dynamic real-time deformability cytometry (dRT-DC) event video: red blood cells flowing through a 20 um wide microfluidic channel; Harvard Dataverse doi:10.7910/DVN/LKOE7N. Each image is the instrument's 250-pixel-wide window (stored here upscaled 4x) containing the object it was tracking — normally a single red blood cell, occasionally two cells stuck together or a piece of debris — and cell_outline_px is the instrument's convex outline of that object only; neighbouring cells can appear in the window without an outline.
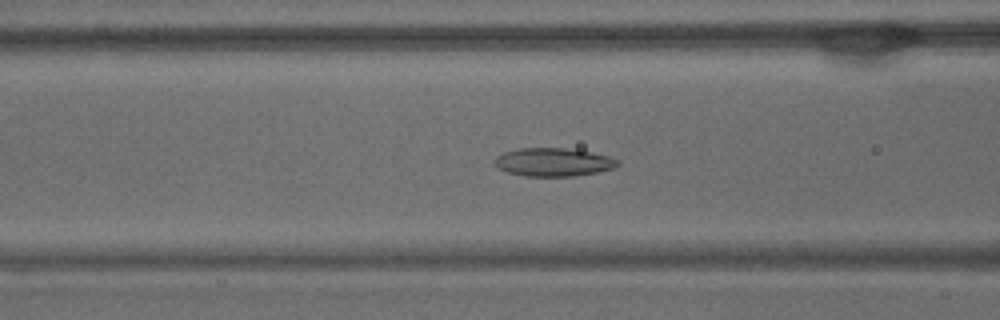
{"species": "common noctule bat (a hibernating species)", "species_latin": "Nyctalus noctula", "temperature_condition": "warm", "stored_images_in_passage": 54, "camera_frame_rate_fps": 3000, "um_per_image_px": 0.085, "animal": {"sex": "male", "body_mass_g": 15.6}, "frame": {"image": 1, "passage_image": 21, "time_ms": 6.667, "image_size_px": [1000, 320], "cell_outline_px": [[620, 164], [612, 168], [596, 172], [572, 176], [524, 176], [508, 172], [500, 168], [496, 164], [496, 156], [504, 152], [516, 148], [564, 148], [592, 152], [608, 156], [620, 160]], "centroid_in_image_um": [47.05, 13.77], "position_along_channel_um": 119.5, "area_um2": 20.11}}
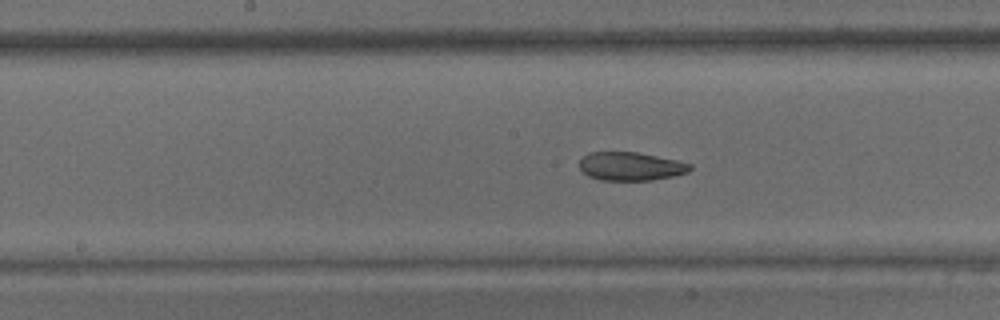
{"frame": {"image": 2, "passage_image": 27, "time_ms": 8.667, "image_size_px": [1000, 320], "cell_outline_px": [[692, 168], [688, 172], [672, 176], [652, 180], [600, 180], [588, 176], [580, 168], [580, 160], [588, 152], [636, 152], [676, 160], [692, 164]], "centroid_in_image_um": [53.6, 14.14], "position_along_channel_um": 194.6, "area_um2": 18.21}}
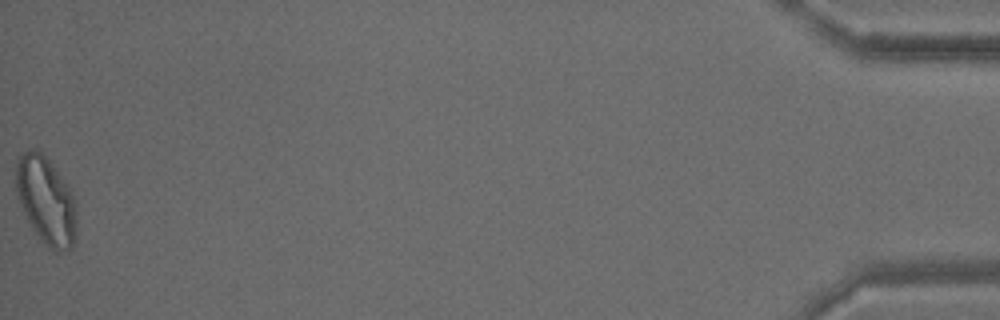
{"frame": {"image": 3, "passage_image": 54, "time_ms": 17.667, "image_size_px": [1000, 320], "cell_outline_px": [[76, 220], [72, 248], [56, 252], [48, 248], [40, 240], [24, 216], [16, 192], [16, 160], [28, 148], [40, 148], [56, 168], [68, 184], [72, 192], [76, 204]], "centroid_in_image_um": [3.9, 17.0], "position_along_channel_um": 431.3, "area_um2": 31.5}, "authors_computed_cell_mechanics": {"area_um2": 22.7443, "velocity_mm_per_s": 3.7546, "shape_relaxation_time_tau1_ms": null, "shape_relaxation_time_tau2_ms": 2.5004, "deformation_change_tau1": null, "deformation_change_tau2": 0.0727}}